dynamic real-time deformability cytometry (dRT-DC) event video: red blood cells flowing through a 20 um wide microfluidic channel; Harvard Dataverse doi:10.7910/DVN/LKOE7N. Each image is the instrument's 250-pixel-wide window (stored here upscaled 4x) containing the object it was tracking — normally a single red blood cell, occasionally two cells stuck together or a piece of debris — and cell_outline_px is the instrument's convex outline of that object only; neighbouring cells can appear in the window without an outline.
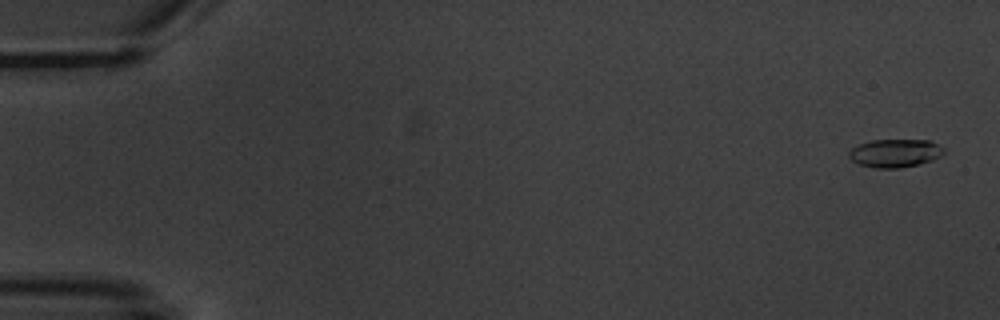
{"species": "common noctule bat (a hibernating species)", "species_latin": "Nyctalus noctula", "temperature_condition": "warm", "stored_images_in_passage": 5, "camera_frame_rate_fps": 3000, "um_per_image_px": 0.085, "animal": {"sex": "male", "body_mass_g": 20.1, "forearm_length_mm": 53.5}, "frame": {"image": 1, "passage_image": 1, "time_ms": 0.0, "image_size_px": [1000, 320], "cell_outline_px": [[944, 152], [940, 156], [932, 160], [920, 164], [900, 168], [876, 168], [860, 164], [852, 160], [848, 156], [848, 152], [852, 148], [860, 144], [872, 140], [932, 140], [944, 148]], "centroid_in_image_um": [76.1, 13.01], "position_along_channel_um": 8.9, "area_um2": 15.61}}
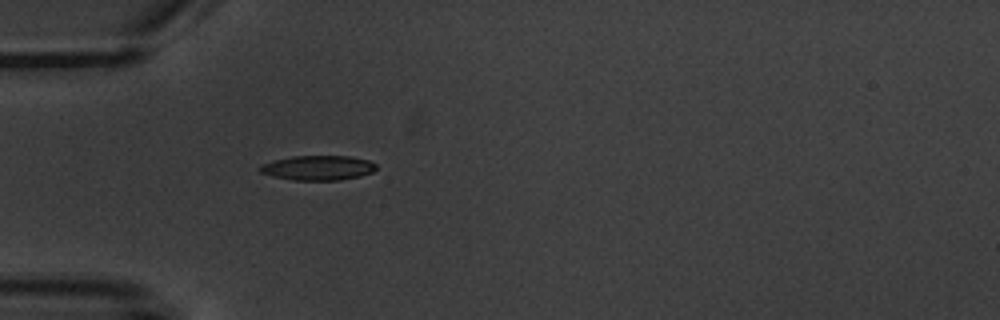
{"frame": {"image": 2, "passage_image": 5, "time_ms": 5.333, "image_size_px": [1000, 320], "cell_outline_px": [[376, 168], [372, 172], [360, 176], [340, 180], [292, 180], [272, 176], [260, 172], [260, 164], [292, 156], [348, 156], [368, 160], [376, 164]], "centroid_in_image_um": [27.03, 14.27], "position_along_channel_um": 58.0, "area_um2": 16.65}}